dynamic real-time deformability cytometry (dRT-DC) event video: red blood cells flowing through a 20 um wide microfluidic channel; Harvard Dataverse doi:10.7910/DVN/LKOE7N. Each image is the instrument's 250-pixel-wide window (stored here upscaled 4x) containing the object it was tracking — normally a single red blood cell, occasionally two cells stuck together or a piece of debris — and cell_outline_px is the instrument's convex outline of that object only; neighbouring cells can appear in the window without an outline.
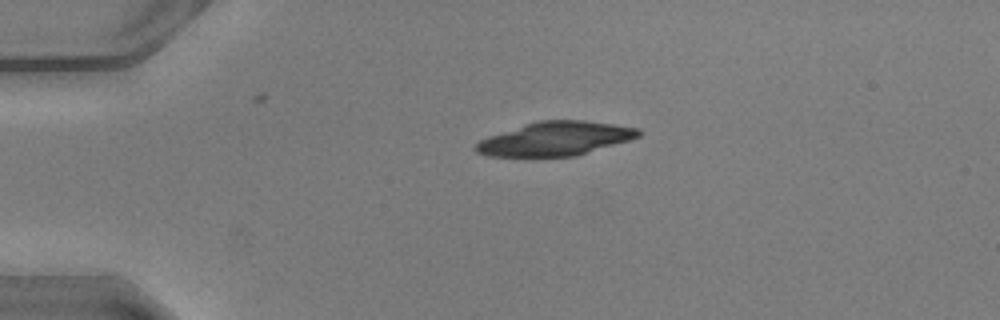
{"species": "common noctule bat (a hibernating species)", "species_latin": "Nyctalus noctula", "temperature_condition": "warm", "stored_images_in_passage": 39, "camera_frame_rate_fps": 3000, "um_per_image_px": 0.085, "animal": {"sex": "male", "body_mass_g": 20.5, "forearm_length_mm": 52.5}, "frame": {"image": 1, "passage_image": 1, "time_ms": 0.0, "image_size_px": [1000, 320], "cell_outline_px": [[644, 132], [640, 136], [628, 140], [576, 156], [488, 156], [476, 152], [472, 148], [480, 140], [488, 136], [524, 124], [540, 120], [584, 120], [640, 128]], "centroid_in_image_um": [47.2, 11.78], "position_along_channel_um": 37.8, "area_um2": 32.02}}